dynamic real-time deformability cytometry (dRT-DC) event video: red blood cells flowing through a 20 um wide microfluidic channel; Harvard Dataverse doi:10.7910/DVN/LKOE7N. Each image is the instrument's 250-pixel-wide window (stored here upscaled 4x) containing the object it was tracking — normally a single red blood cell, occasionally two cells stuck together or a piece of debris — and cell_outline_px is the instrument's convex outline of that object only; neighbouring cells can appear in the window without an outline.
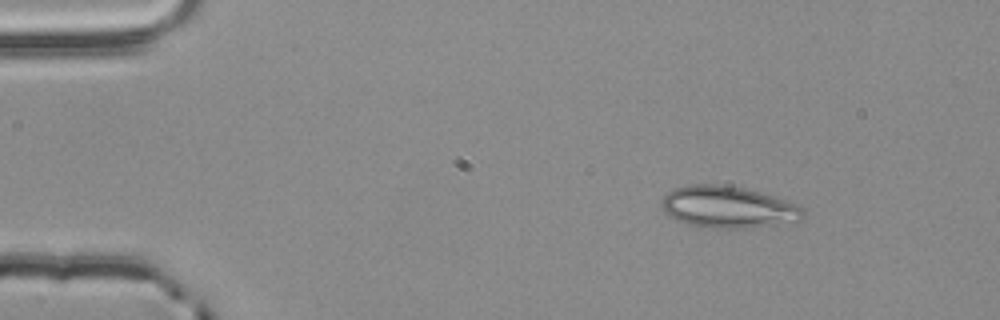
{"species": "common noctule bat (a hibernating species)", "species_latin": "Nyctalus noctula", "temperature_condition": "room temperature", "stored_images_in_passage": 2, "camera_frame_rate_fps": 3000, "um_per_image_px": 0.085, "animal": {"sex": "male", "body_mass_g": 20.4}, "frame": {"image": 1, "passage_image": 1, "time_ms": 0.0, "image_size_px": [1000, 320], "cell_outline_px": [[804, 220], [752, 228], [712, 228], [688, 224], [676, 220], [664, 212], [660, 204], [664, 196], [668, 192], [676, 188], [688, 184], [716, 184], [744, 188], [760, 192], [796, 204], [804, 208]], "centroid_in_image_um": [61.89, 17.61], "position_along_channel_um": 23.1, "area_um2": 34.51}}